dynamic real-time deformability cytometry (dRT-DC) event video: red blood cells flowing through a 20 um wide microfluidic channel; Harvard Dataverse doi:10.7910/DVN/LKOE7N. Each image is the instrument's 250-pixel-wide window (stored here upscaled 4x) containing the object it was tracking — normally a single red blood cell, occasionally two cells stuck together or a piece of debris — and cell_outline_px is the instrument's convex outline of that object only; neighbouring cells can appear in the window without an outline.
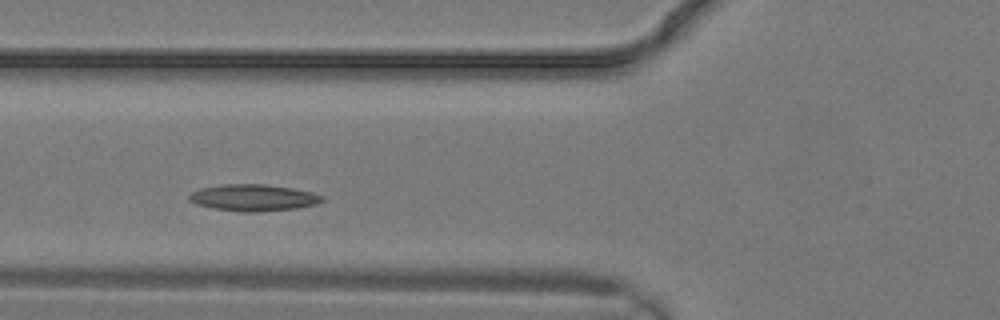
{"species": "common noctule bat (a hibernating species)", "species_latin": "Nyctalus noctula", "temperature_condition": "warm", "stored_images_in_passage": 7, "camera_frame_rate_fps": 3000, "um_per_image_px": 0.085, "animal": {"sex": "male", "body_mass_g": 19.2, "forearm_length_mm": 51.8}, "frame": {"image": 1, "passage_image": 4, "time_ms": 1.0, "image_size_px": [1000, 320], "cell_outline_px": [[324, 200], [316, 204], [296, 208], [260, 212], [240, 212], [212, 208], [196, 204], [188, 200], [188, 196], [192, 192], [200, 188], [224, 184], [264, 184], [292, 188], [312, 192], [324, 196]], "centroid_in_image_um": [21.53, 16.81], "position_along_channel_um": 104.3, "area_um2": 20.75}}
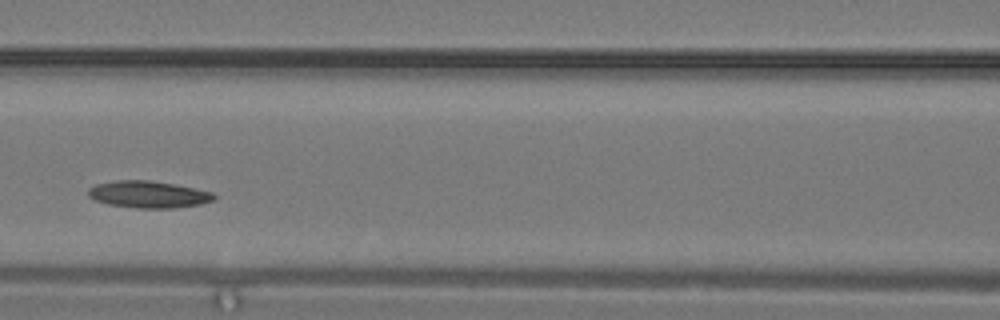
{"frame": {"image": 2, "passage_image": 6, "time_ms": 1.667, "image_size_px": [1000, 320], "cell_outline_px": [[216, 196], [212, 200], [200, 204], [172, 208], [136, 208], [108, 204], [96, 200], [88, 196], [88, 188], [96, 184], [116, 180], [152, 180], [196, 188], [212, 192]], "centroid_in_image_um": [12.6, 16.51], "position_along_channel_um": 154.0, "area_um2": 19.71}}